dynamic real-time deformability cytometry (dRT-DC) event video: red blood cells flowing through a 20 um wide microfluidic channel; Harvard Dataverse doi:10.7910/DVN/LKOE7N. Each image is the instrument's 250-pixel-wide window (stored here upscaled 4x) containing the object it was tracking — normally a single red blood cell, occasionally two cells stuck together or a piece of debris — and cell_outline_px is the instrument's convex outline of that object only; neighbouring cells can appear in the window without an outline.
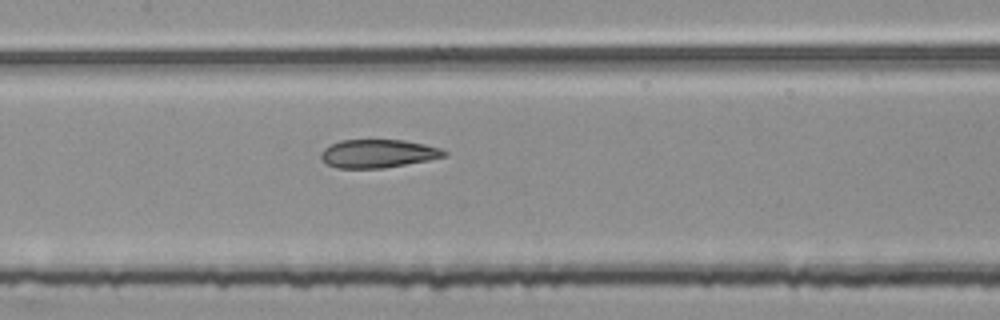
{"species": "common noctule bat (a hibernating species)", "species_latin": "Nyctalus noctula", "temperature_condition": "room temperature", "stored_images_in_passage": 54, "segment_of_instrument_passage": [2, 2], "camera_frame_rate_fps": 3000, "um_per_image_px": 0.085, "animal": {"sex": "female", "body_mass_g": 25.1}, "frame": {"image": 1, "passage_image": 26, "time_ms": 8.333, "image_size_px": [1000, 320], "cell_outline_px": [[448, 156], [428, 160], [384, 168], [336, 168], [324, 164], [320, 156], [320, 152], [324, 148], [340, 140], [404, 140], [424, 144], [440, 148], [448, 152]], "centroid_in_image_um": [32.11, 13.06], "position_along_channel_um": 175.3, "area_um2": 20.46}}
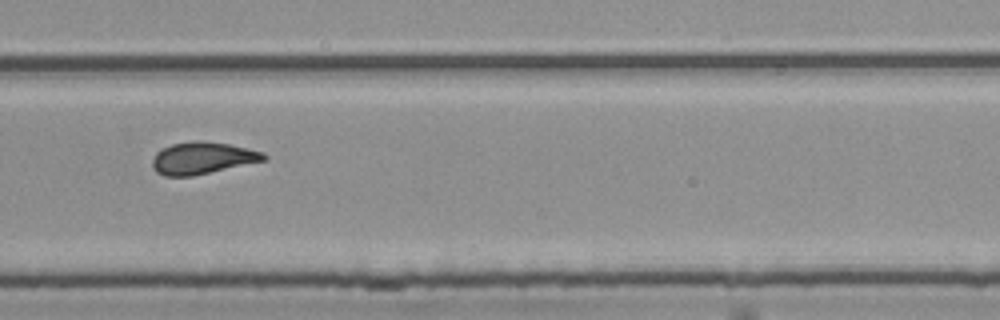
{"frame": {"image": 2, "passage_image": 37, "time_ms": 12.0, "image_size_px": [1000, 320], "cell_outline_px": [[268, 160], [192, 176], [164, 176], [156, 172], [152, 168], [152, 160], [156, 152], [172, 144], [192, 140], [204, 140], [228, 144], [248, 148], [264, 152], [268, 156]], "centroid_in_image_um": [17.23, 13.43], "position_along_channel_um": 312.6, "area_um2": 21.04}}
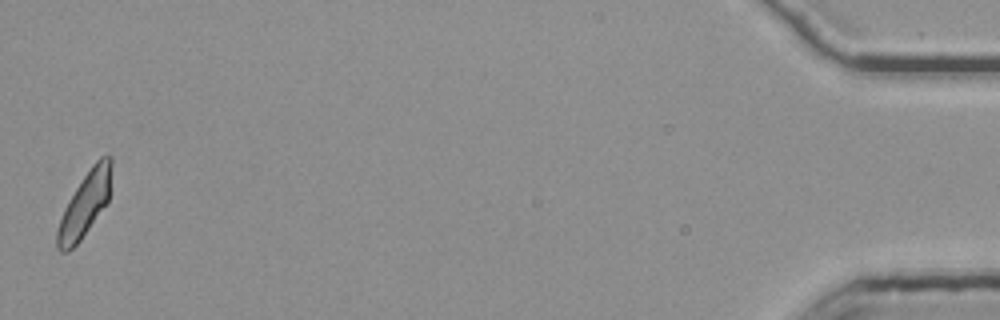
{"frame": {"image": 3, "passage_image": 54, "time_ms": 17.667, "image_size_px": [1000, 320], "cell_outline_px": [[112, 164], [108, 200], [80, 240], [68, 252], [60, 252], [56, 248], [56, 232], [64, 208], [76, 188], [92, 164], [100, 156], [108, 152], [112, 156]], "centroid_in_image_um": [7.21, 17.33], "position_along_channel_um": 428.0, "area_um2": 20.06}}